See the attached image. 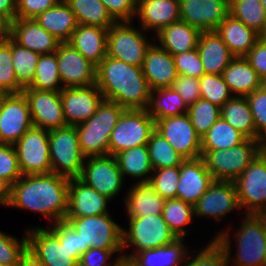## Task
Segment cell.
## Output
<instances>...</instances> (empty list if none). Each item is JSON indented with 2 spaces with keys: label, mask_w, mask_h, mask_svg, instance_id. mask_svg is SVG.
Segmentation results:
<instances>
[{
  "label": "cell",
  "mask_w": 266,
  "mask_h": 266,
  "mask_svg": "<svg viewBox=\"0 0 266 266\" xmlns=\"http://www.w3.org/2000/svg\"><path fill=\"white\" fill-rule=\"evenodd\" d=\"M69 178L55 173L23 175L11 185L8 207L33 211L54 222L65 220Z\"/></svg>",
  "instance_id": "obj_1"
},
{
  "label": "cell",
  "mask_w": 266,
  "mask_h": 266,
  "mask_svg": "<svg viewBox=\"0 0 266 266\" xmlns=\"http://www.w3.org/2000/svg\"><path fill=\"white\" fill-rule=\"evenodd\" d=\"M96 85L104 100L125 109H146L151 89L142 67L106 56L96 69Z\"/></svg>",
  "instance_id": "obj_2"
},
{
  "label": "cell",
  "mask_w": 266,
  "mask_h": 266,
  "mask_svg": "<svg viewBox=\"0 0 266 266\" xmlns=\"http://www.w3.org/2000/svg\"><path fill=\"white\" fill-rule=\"evenodd\" d=\"M243 215L240 228L237 227L233 234L237 248L235 258L231 257L233 244L228 228L221 229L213 237L223 247L228 263L233 260L234 266H266V232L262 217L259 214Z\"/></svg>",
  "instance_id": "obj_3"
},
{
  "label": "cell",
  "mask_w": 266,
  "mask_h": 266,
  "mask_svg": "<svg viewBox=\"0 0 266 266\" xmlns=\"http://www.w3.org/2000/svg\"><path fill=\"white\" fill-rule=\"evenodd\" d=\"M124 110L115 102L103 100L90 119L75 126L85 158L108 154L111 132Z\"/></svg>",
  "instance_id": "obj_4"
},
{
  "label": "cell",
  "mask_w": 266,
  "mask_h": 266,
  "mask_svg": "<svg viewBox=\"0 0 266 266\" xmlns=\"http://www.w3.org/2000/svg\"><path fill=\"white\" fill-rule=\"evenodd\" d=\"M265 147L261 140L247 138L227 150H202V158L214 180L234 182Z\"/></svg>",
  "instance_id": "obj_5"
},
{
  "label": "cell",
  "mask_w": 266,
  "mask_h": 266,
  "mask_svg": "<svg viewBox=\"0 0 266 266\" xmlns=\"http://www.w3.org/2000/svg\"><path fill=\"white\" fill-rule=\"evenodd\" d=\"M129 229L122 228V247L124 261L133 254L174 242L178 237L165 223L162 214L144 217H128ZM133 251L125 253V249Z\"/></svg>",
  "instance_id": "obj_6"
},
{
  "label": "cell",
  "mask_w": 266,
  "mask_h": 266,
  "mask_svg": "<svg viewBox=\"0 0 266 266\" xmlns=\"http://www.w3.org/2000/svg\"><path fill=\"white\" fill-rule=\"evenodd\" d=\"M49 152L52 173L69 179L80 177L85 157L75 126L67 125L50 130Z\"/></svg>",
  "instance_id": "obj_7"
},
{
  "label": "cell",
  "mask_w": 266,
  "mask_h": 266,
  "mask_svg": "<svg viewBox=\"0 0 266 266\" xmlns=\"http://www.w3.org/2000/svg\"><path fill=\"white\" fill-rule=\"evenodd\" d=\"M155 131V120L145 109H125L113 128L108 154L117 153L140 145H147Z\"/></svg>",
  "instance_id": "obj_8"
},
{
  "label": "cell",
  "mask_w": 266,
  "mask_h": 266,
  "mask_svg": "<svg viewBox=\"0 0 266 266\" xmlns=\"http://www.w3.org/2000/svg\"><path fill=\"white\" fill-rule=\"evenodd\" d=\"M143 32L133 22H115L107 33V56L142 67L146 51L153 43Z\"/></svg>",
  "instance_id": "obj_9"
},
{
  "label": "cell",
  "mask_w": 266,
  "mask_h": 266,
  "mask_svg": "<svg viewBox=\"0 0 266 266\" xmlns=\"http://www.w3.org/2000/svg\"><path fill=\"white\" fill-rule=\"evenodd\" d=\"M80 234L82 254L90 248L123 249L122 225L116 223L110 213L81 218H65Z\"/></svg>",
  "instance_id": "obj_10"
},
{
  "label": "cell",
  "mask_w": 266,
  "mask_h": 266,
  "mask_svg": "<svg viewBox=\"0 0 266 266\" xmlns=\"http://www.w3.org/2000/svg\"><path fill=\"white\" fill-rule=\"evenodd\" d=\"M240 209L245 214L266 211V147L234 181Z\"/></svg>",
  "instance_id": "obj_11"
},
{
  "label": "cell",
  "mask_w": 266,
  "mask_h": 266,
  "mask_svg": "<svg viewBox=\"0 0 266 266\" xmlns=\"http://www.w3.org/2000/svg\"><path fill=\"white\" fill-rule=\"evenodd\" d=\"M22 175L52 173L49 152V131L32 126L13 144Z\"/></svg>",
  "instance_id": "obj_12"
},
{
  "label": "cell",
  "mask_w": 266,
  "mask_h": 266,
  "mask_svg": "<svg viewBox=\"0 0 266 266\" xmlns=\"http://www.w3.org/2000/svg\"><path fill=\"white\" fill-rule=\"evenodd\" d=\"M79 178L110 200L120 193L125 183L115 156L109 154L85 158Z\"/></svg>",
  "instance_id": "obj_13"
},
{
  "label": "cell",
  "mask_w": 266,
  "mask_h": 266,
  "mask_svg": "<svg viewBox=\"0 0 266 266\" xmlns=\"http://www.w3.org/2000/svg\"><path fill=\"white\" fill-rule=\"evenodd\" d=\"M32 126L24 94H1L0 144H15Z\"/></svg>",
  "instance_id": "obj_14"
},
{
  "label": "cell",
  "mask_w": 266,
  "mask_h": 266,
  "mask_svg": "<svg viewBox=\"0 0 266 266\" xmlns=\"http://www.w3.org/2000/svg\"><path fill=\"white\" fill-rule=\"evenodd\" d=\"M155 131L164 137L185 160L202 157L201 138L188 114L157 120Z\"/></svg>",
  "instance_id": "obj_15"
},
{
  "label": "cell",
  "mask_w": 266,
  "mask_h": 266,
  "mask_svg": "<svg viewBox=\"0 0 266 266\" xmlns=\"http://www.w3.org/2000/svg\"><path fill=\"white\" fill-rule=\"evenodd\" d=\"M58 71L63 88L96 84L97 66L68 42H60L57 50Z\"/></svg>",
  "instance_id": "obj_16"
},
{
  "label": "cell",
  "mask_w": 266,
  "mask_h": 266,
  "mask_svg": "<svg viewBox=\"0 0 266 266\" xmlns=\"http://www.w3.org/2000/svg\"><path fill=\"white\" fill-rule=\"evenodd\" d=\"M33 126L45 130L65 127L66 120L61 102V91L23 89Z\"/></svg>",
  "instance_id": "obj_17"
},
{
  "label": "cell",
  "mask_w": 266,
  "mask_h": 266,
  "mask_svg": "<svg viewBox=\"0 0 266 266\" xmlns=\"http://www.w3.org/2000/svg\"><path fill=\"white\" fill-rule=\"evenodd\" d=\"M104 100L96 84L63 88L61 102L66 125L77 126L90 119Z\"/></svg>",
  "instance_id": "obj_18"
},
{
  "label": "cell",
  "mask_w": 266,
  "mask_h": 266,
  "mask_svg": "<svg viewBox=\"0 0 266 266\" xmlns=\"http://www.w3.org/2000/svg\"><path fill=\"white\" fill-rule=\"evenodd\" d=\"M236 209L241 211L234 182L214 180L194 205V216L207 217L216 222Z\"/></svg>",
  "instance_id": "obj_19"
},
{
  "label": "cell",
  "mask_w": 266,
  "mask_h": 266,
  "mask_svg": "<svg viewBox=\"0 0 266 266\" xmlns=\"http://www.w3.org/2000/svg\"><path fill=\"white\" fill-rule=\"evenodd\" d=\"M26 235L27 249L45 266H78V262L48 227H29Z\"/></svg>",
  "instance_id": "obj_20"
},
{
  "label": "cell",
  "mask_w": 266,
  "mask_h": 266,
  "mask_svg": "<svg viewBox=\"0 0 266 266\" xmlns=\"http://www.w3.org/2000/svg\"><path fill=\"white\" fill-rule=\"evenodd\" d=\"M179 8L181 21L211 31L229 15V0H179Z\"/></svg>",
  "instance_id": "obj_21"
},
{
  "label": "cell",
  "mask_w": 266,
  "mask_h": 266,
  "mask_svg": "<svg viewBox=\"0 0 266 266\" xmlns=\"http://www.w3.org/2000/svg\"><path fill=\"white\" fill-rule=\"evenodd\" d=\"M110 201L79 177L71 178L68 184V210L65 218H81L110 213L107 208Z\"/></svg>",
  "instance_id": "obj_22"
},
{
  "label": "cell",
  "mask_w": 266,
  "mask_h": 266,
  "mask_svg": "<svg viewBox=\"0 0 266 266\" xmlns=\"http://www.w3.org/2000/svg\"><path fill=\"white\" fill-rule=\"evenodd\" d=\"M213 182L202 157L186 159L180 165L176 198L194 206Z\"/></svg>",
  "instance_id": "obj_23"
},
{
  "label": "cell",
  "mask_w": 266,
  "mask_h": 266,
  "mask_svg": "<svg viewBox=\"0 0 266 266\" xmlns=\"http://www.w3.org/2000/svg\"><path fill=\"white\" fill-rule=\"evenodd\" d=\"M10 38L21 47L40 55L54 53L60 43L58 39L39 25L34 18H15L10 23Z\"/></svg>",
  "instance_id": "obj_24"
},
{
  "label": "cell",
  "mask_w": 266,
  "mask_h": 266,
  "mask_svg": "<svg viewBox=\"0 0 266 266\" xmlns=\"http://www.w3.org/2000/svg\"><path fill=\"white\" fill-rule=\"evenodd\" d=\"M154 43L146 51L143 74L151 90L171 87L178 76L174 57Z\"/></svg>",
  "instance_id": "obj_25"
},
{
  "label": "cell",
  "mask_w": 266,
  "mask_h": 266,
  "mask_svg": "<svg viewBox=\"0 0 266 266\" xmlns=\"http://www.w3.org/2000/svg\"><path fill=\"white\" fill-rule=\"evenodd\" d=\"M135 17L145 33L152 31L156 35L180 20L179 0H138Z\"/></svg>",
  "instance_id": "obj_26"
},
{
  "label": "cell",
  "mask_w": 266,
  "mask_h": 266,
  "mask_svg": "<svg viewBox=\"0 0 266 266\" xmlns=\"http://www.w3.org/2000/svg\"><path fill=\"white\" fill-rule=\"evenodd\" d=\"M197 50L205 74L222 75L223 70L235 57L216 30L201 32Z\"/></svg>",
  "instance_id": "obj_27"
},
{
  "label": "cell",
  "mask_w": 266,
  "mask_h": 266,
  "mask_svg": "<svg viewBox=\"0 0 266 266\" xmlns=\"http://www.w3.org/2000/svg\"><path fill=\"white\" fill-rule=\"evenodd\" d=\"M107 33L106 28L78 24L68 43L98 66L107 56Z\"/></svg>",
  "instance_id": "obj_28"
},
{
  "label": "cell",
  "mask_w": 266,
  "mask_h": 266,
  "mask_svg": "<svg viewBox=\"0 0 266 266\" xmlns=\"http://www.w3.org/2000/svg\"><path fill=\"white\" fill-rule=\"evenodd\" d=\"M184 240L178 238L165 246L137 252L127 262L131 266H183L190 254Z\"/></svg>",
  "instance_id": "obj_29"
},
{
  "label": "cell",
  "mask_w": 266,
  "mask_h": 266,
  "mask_svg": "<svg viewBox=\"0 0 266 266\" xmlns=\"http://www.w3.org/2000/svg\"><path fill=\"white\" fill-rule=\"evenodd\" d=\"M128 217H144L162 214L163 199L149 183L135 182L123 198Z\"/></svg>",
  "instance_id": "obj_30"
},
{
  "label": "cell",
  "mask_w": 266,
  "mask_h": 266,
  "mask_svg": "<svg viewBox=\"0 0 266 266\" xmlns=\"http://www.w3.org/2000/svg\"><path fill=\"white\" fill-rule=\"evenodd\" d=\"M201 31L184 21H177L162 28L153 38L172 56L197 48Z\"/></svg>",
  "instance_id": "obj_31"
},
{
  "label": "cell",
  "mask_w": 266,
  "mask_h": 266,
  "mask_svg": "<svg viewBox=\"0 0 266 266\" xmlns=\"http://www.w3.org/2000/svg\"><path fill=\"white\" fill-rule=\"evenodd\" d=\"M34 19L60 42H68L78 25L75 14L65 0H60Z\"/></svg>",
  "instance_id": "obj_32"
},
{
  "label": "cell",
  "mask_w": 266,
  "mask_h": 266,
  "mask_svg": "<svg viewBox=\"0 0 266 266\" xmlns=\"http://www.w3.org/2000/svg\"><path fill=\"white\" fill-rule=\"evenodd\" d=\"M222 76L235 96H247L261 88L262 79L243 56L234 57L223 70Z\"/></svg>",
  "instance_id": "obj_33"
},
{
  "label": "cell",
  "mask_w": 266,
  "mask_h": 266,
  "mask_svg": "<svg viewBox=\"0 0 266 266\" xmlns=\"http://www.w3.org/2000/svg\"><path fill=\"white\" fill-rule=\"evenodd\" d=\"M216 32L235 57H244L261 38L257 32L231 15L221 22Z\"/></svg>",
  "instance_id": "obj_34"
},
{
  "label": "cell",
  "mask_w": 266,
  "mask_h": 266,
  "mask_svg": "<svg viewBox=\"0 0 266 266\" xmlns=\"http://www.w3.org/2000/svg\"><path fill=\"white\" fill-rule=\"evenodd\" d=\"M115 158L124 180L126 176H130L132 180L138 179L137 183H148L150 181L153 168L147 145L125 149L117 153Z\"/></svg>",
  "instance_id": "obj_35"
},
{
  "label": "cell",
  "mask_w": 266,
  "mask_h": 266,
  "mask_svg": "<svg viewBox=\"0 0 266 266\" xmlns=\"http://www.w3.org/2000/svg\"><path fill=\"white\" fill-rule=\"evenodd\" d=\"M155 120L187 114L188 106L172 87L151 90L149 102L145 109Z\"/></svg>",
  "instance_id": "obj_36"
},
{
  "label": "cell",
  "mask_w": 266,
  "mask_h": 266,
  "mask_svg": "<svg viewBox=\"0 0 266 266\" xmlns=\"http://www.w3.org/2000/svg\"><path fill=\"white\" fill-rule=\"evenodd\" d=\"M221 118L249 139L256 140V127L246 96H233L220 108Z\"/></svg>",
  "instance_id": "obj_37"
},
{
  "label": "cell",
  "mask_w": 266,
  "mask_h": 266,
  "mask_svg": "<svg viewBox=\"0 0 266 266\" xmlns=\"http://www.w3.org/2000/svg\"><path fill=\"white\" fill-rule=\"evenodd\" d=\"M247 137L221 117L201 137V150H227L243 143Z\"/></svg>",
  "instance_id": "obj_38"
},
{
  "label": "cell",
  "mask_w": 266,
  "mask_h": 266,
  "mask_svg": "<svg viewBox=\"0 0 266 266\" xmlns=\"http://www.w3.org/2000/svg\"><path fill=\"white\" fill-rule=\"evenodd\" d=\"M229 15L261 37L266 35V13L261 0H229Z\"/></svg>",
  "instance_id": "obj_39"
},
{
  "label": "cell",
  "mask_w": 266,
  "mask_h": 266,
  "mask_svg": "<svg viewBox=\"0 0 266 266\" xmlns=\"http://www.w3.org/2000/svg\"><path fill=\"white\" fill-rule=\"evenodd\" d=\"M75 14L78 24L109 29L115 21L100 0H65Z\"/></svg>",
  "instance_id": "obj_40"
},
{
  "label": "cell",
  "mask_w": 266,
  "mask_h": 266,
  "mask_svg": "<svg viewBox=\"0 0 266 266\" xmlns=\"http://www.w3.org/2000/svg\"><path fill=\"white\" fill-rule=\"evenodd\" d=\"M162 216L165 223L178 238H186L191 231L185 226L194 219V206L178 198L165 200Z\"/></svg>",
  "instance_id": "obj_41"
},
{
  "label": "cell",
  "mask_w": 266,
  "mask_h": 266,
  "mask_svg": "<svg viewBox=\"0 0 266 266\" xmlns=\"http://www.w3.org/2000/svg\"><path fill=\"white\" fill-rule=\"evenodd\" d=\"M24 89L61 91L63 85L58 71L56 53L40 55L32 83Z\"/></svg>",
  "instance_id": "obj_42"
},
{
  "label": "cell",
  "mask_w": 266,
  "mask_h": 266,
  "mask_svg": "<svg viewBox=\"0 0 266 266\" xmlns=\"http://www.w3.org/2000/svg\"><path fill=\"white\" fill-rule=\"evenodd\" d=\"M153 170L180 166L185 160L158 132L151 134L147 143Z\"/></svg>",
  "instance_id": "obj_43"
},
{
  "label": "cell",
  "mask_w": 266,
  "mask_h": 266,
  "mask_svg": "<svg viewBox=\"0 0 266 266\" xmlns=\"http://www.w3.org/2000/svg\"><path fill=\"white\" fill-rule=\"evenodd\" d=\"M11 54L17 81L23 88H26L32 83L34 79L35 69L40 54L27 48L21 47L12 39Z\"/></svg>",
  "instance_id": "obj_44"
},
{
  "label": "cell",
  "mask_w": 266,
  "mask_h": 266,
  "mask_svg": "<svg viewBox=\"0 0 266 266\" xmlns=\"http://www.w3.org/2000/svg\"><path fill=\"white\" fill-rule=\"evenodd\" d=\"M220 113V107L202 98H199L193 104L188 106L187 112L191 123L200 138L221 117Z\"/></svg>",
  "instance_id": "obj_45"
},
{
  "label": "cell",
  "mask_w": 266,
  "mask_h": 266,
  "mask_svg": "<svg viewBox=\"0 0 266 266\" xmlns=\"http://www.w3.org/2000/svg\"><path fill=\"white\" fill-rule=\"evenodd\" d=\"M24 88L18 83L13 68L11 38L0 42V94L21 93Z\"/></svg>",
  "instance_id": "obj_46"
},
{
  "label": "cell",
  "mask_w": 266,
  "mask_h": 266,
  "mask_svg": "<svg viewBox=\"0 0 266 266\" xmlns=\"http://www.w3.org/2000/svg\"><path fill=\"white\" fill-rule=\"evenodd\" d=\"M200 98L222 107L234 95L222 75L204 74L199 78Z\"/></svg>",
  "instance_id": "obj_47"
},
{
  "label": "cell",
  "mask_w": 266,
  "mask_h": 266,
  "mask_svg": "<svg viewBox=\"0 0 266 266\" xmlns=\"http://www.w3.org/2000/svg\"><path fill=\"white\" fill-rule=\"evenodd\" d=\"M179 177L180 166L166 167L153 170L148 183L163 199H175Z\"/></svg>",
  "instance_id": "obj_48"
},
{
  "label": "cell",
  "mask_w": 266,
  "mask_h": 266,
  "mask_svg": "<svg viewBox=\"0 0 266 266\" xmlns=\"http://www.w3.org/2000/svg\"><path fill=\"white\" fill-rule=\"evenodd\" d=\"M211 238L210 243L197 250L199 252L194 251L196 254H192L193 257L189 254L183 266H229L223 247L216 239Z\"/></svg>",
  "instance_id": "obj_49"
},
{
  "label": "cell",
  "mask_w": 266,
  "mask_h": 266,
  "mask_svg": "<svg viewBox=\"0 0 266 266\" xmlns=\"http://www.w3.org/2000/svg\"><path fill=\"white\" fill-rule=\"evenodd\" d=\"M19 241L15 236L0 230V264L18 265L21 255L27 249V235Z\"/></svg>",
  "instance_id": "obj_50"
},
{
  "label": "cell",
  "mask_w": 266,
  "mask_h": 266,
  "mask_svg": "<svg viewBox=\"0 0 266 266\" xmlns=\"http://www.w3.org/2000/svg\"><path fill=\"white\" fill-rule=\"evenodd\" d=\"M47 227L58 237L60 243L64 244L65 248L71 253V257L79 262L82 255L80 234L66 220L54 222Z\"/></svg>",
  "instance_id": "obj_51"
},
{
  "label": "cell",
  "mask_w": 266,
  "mask_h": 266,
  "mask_svg": "<svg viewBox=\"0 0 266 266\" xmlns=\"http://www.w3.org/2000/svg\"><path fill=\"white\" fill-rule=\"evenodd\" d=\"M246 99L256 127V140L266 145V91L261 87L248 94Z\"/></svg>",
  "instance_id": "obj_52"
},
{
  "label": "cell",
  "mask_w": 266,
  "mask_h": 266,
  "mask_svg": "<svg viewBox=\"0 0 266 266\" xmlns=\"http://www.w3.org/2000/svg\"><path fill=\"white\" fill-rule=\"evenodd\" d=\"M22 176L14 145L0 144V177L12 185Z\"/></svg>",
  "instance_id": "obj_53"
},
{
  "label": "cell",
  "mask_w": 266,
  "mask_h": 266,
  "mask_svg": "<svg viewBox=\"0 0 266 266\" xmlns=\"http://www.w3.org/2000/svg\"><path fill=\"white\" fill-rule=\"evenodd\" d=\"M115 253L117 255L113 260L111 257ZM123 260V249H96L92 247L80 256L78 266H118Z\"/></svg>",
  "instance_id": "obj_54"
},
{
  "label": "cell",
  "mask_w": 266,
  "mask_h": 266,
  "mask_svg": "<svg viewBox=\"0 0 266 266\" xmlns=\"http://www.w3.org/2000/svg\"><path fill=\"white\" fill-rule=\"evenodd\" d=\"M173 57L178 75L200 78L205 74L197 48Z\"/></svg>",
  "instance_id": "obj_55"
},
{
  "label": "cell",
  "mask_w": 266,
  "mask_h": 266,
  "mask_svg": "<svg viewBox=\"0 0 266 266\" xmlns=\"http://www.w3.org/2000/svg\"><path fill=\"white\" fill-rule=\"evenodd\" d=\"M115 22H134L137 0H100Z\"/></svg>",
  "instance_id": "obj_56"
},
{
  "label": "cell",
  "mask_w": 266,
  "mask_h": 266,
  "mask_svg": "<svg viewBox=\"0 0 266 266\" xmlns=\"http://www.w3.org/2000/svg\"><path fill=\"white\" fill-rule=\"evenodd\" d=\"M199 85V78L178 75L171 87L183 98L187 106H190L200 98Z\"/></svg>",
  "instance_id": "obj_57"
},
{
  "label": "cell",
  "mask_w": 266,
  "mask_h": 266,
  "mask_svg": "<svg viewBox=\"0 0 266 266\" xmlns=\"http://www.w3.org/2000/svg\"><path fill=\"white\" fill-rule=\"evenodd\" d=\"M60 0H16V18L33 19Z\"/></svg>",
  "instance_id": "obj_58"
},
{
  "label": "cell",
  "mask_w": 266,
  "mask_h": 266,
  "mask_svg": "<svg viewBox=\"0 0 266 266\" xmlns=\"http://www.w3.org/2000/svg\"><path fill=\"white\" fill-rule=\"evenodd\" d=\"M244 57L261 79L266 77V40L263 37L255 43Z\"/></svg>",
  "instance_id": "obj_59"
},
{
  "label": "cell",
  "mask_w": 266,
  "mask_h": 266,
  "mask_svg": "<svg viewBox=\"0 0 266 266\" xmlns=\"http://www.w3.org/2000/svg\"><path fill=\"white\" fill-rule=\"evenodd\" d=\"M0 14L11 23L16 18V0H0Z\"/></svg>",
  "instance_id": "obj_60"
},
{
  "label": "cell",
  "mask_w": 266,
  "mask_h": 266,
  "mask_svg": "<svg viewBox=\"0 0 266 266\" xmlns=\"http://www.w3.org/2000/svg\"><path fill=\"white\" fill-rule=\"evenodd\" d=\"M17 266H45V265L32 252L26 249V251L21 255Z\"/></svg>",
  "instance_id": "obj_61"
},
{
  "label": "cell",
  "mask_w": 266,
  "mask_h": 266,
  "mask_svg": "<svg viewBox=\"0 0 266 266\" xmlns=\"http://www.w3.org/2000/svg\"><path fill=\"white\" fill-rule=\"evenodd\" d=\"M11 196V185L0 177V205L7 207Z\"/></svg>",
  "instance_id": "obj_62"
},
{
  "label": "cell",
  "mask_w": 266,
  "mask_h": 266,
  "mask_svg": "<svg viewBox=\"0 0 266 266\" xmlns=\"http://www.w3.org/2000/svg\"><path fill=\"white\" fill-rule=\"evenodd\" d=\"M10 37V22L0 14V42Z\"/></svg>",
  "instance_id": "obj_63"
},
{
  "label": "cell",
  "mask_w": 266,
  "mask_h": 266,
  "mask_svg": "<svg viewBox=\"0 0 266 266\" xmlns=\"http://www.w3.org/2000/svg\"><path fill=\"white\" fill-rule=\"evenodd\" d=\"M259 215L262 217V220H263L264 226H265V232H266V211L259 213Z\"/></svg>",
  "instance_id": "obj_64"
},
{
  "label": "cell",
  "mask_w": 266,
  "mask_h": 266,
  "mask_svg": "<svg viewBox=\"0 0 266 266\" xmlns=\"http://www.w3.org/2000/svg\"><path fill=\"white\" fill-rule=\"evenodd\" d=\"M261 87L266 91V77L262 79Z\"/></svg>",
  "instance_id": "obj_65"
},
{
  "label": "cell",
  "mask_w": 266,
  "mask_h": 266,
  "mask_svg": "<svg viewBox=\"0 0 266 266\" xmlns=\"http://www.w3.org/2000/svg\"><path fill=\"white\" fill-rule=\"evenodd\" d=\"M118 266H131L127 261H122Z\"/></svg>",
  "instance_id": "obj_66"
},
{
  "label": "cell",
  "mask_w": 266,
  "mask_h": 266,
  "mask_svg": "<svg viewBox=\"0 0 266 266\" xmlns=\"http://www.w3.org/2000/svg\"><path fill=\"white\" fill-rule=\"evenodd\" d=\"M261 3L263 4V8H264L265 13H266V0H261Z\"/></svg>",
  "instance_id": "obj_67"
},
{
  "label": "cell",
  "mask_w": 266,
  "mask_h": 266,
  "mask_svg": "<svg viewBox=\"0 0 266 266\" xmlns=\"http://www.w3.org/2000/svg\"><path fill=\"white\" fill-rule=\"evenodd\" d=\"M0 266H17V265H2V264H0Z\"/></svg>",
  "instance_id": "obj_68"
}]
</instances>
